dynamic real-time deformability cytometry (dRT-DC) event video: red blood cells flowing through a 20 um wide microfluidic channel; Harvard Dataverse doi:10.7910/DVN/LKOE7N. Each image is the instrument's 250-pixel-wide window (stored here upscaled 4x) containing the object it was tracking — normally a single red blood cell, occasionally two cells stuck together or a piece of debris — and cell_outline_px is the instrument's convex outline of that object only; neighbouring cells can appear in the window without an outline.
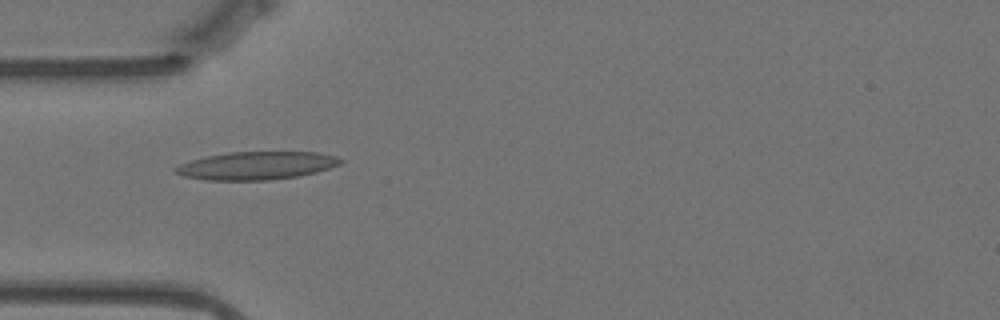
{"species": "Egyptian fruit bat (a non-hibernating species)", "species_latin": "Rousettus aegyptiacus", "temperature_condition": "warm", "stored_images_in_passage": 37, "camera_frame_rate_fps": 3000, "um_per_image_px": 0.085, "animal": {"sex": "female"}, "frame": {"image": 1, "passage_image": 1, "time_ms": 0.0, "image_size_px": [1000, 320], "cell_outline_px": [[344, 160], [340, 164], [316, 172], [300, 176], [268, 180], [204, 180], [184, 176], [176, 172], [172, 168], [180, 164], [204, 156], [228, 152], [316, 152], [340, 156]], "centroid_in_image_um": [21.82, 14.07], "position_along_channel_um": 63.2, "area_um2": 27.05}}
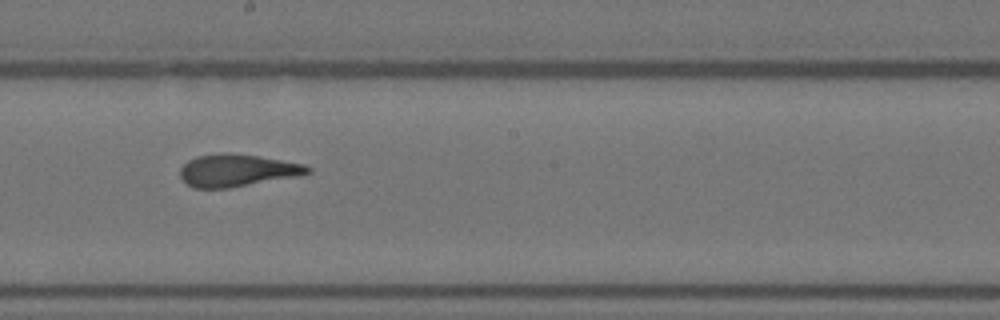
{"frame": {"image": 2, "passage_image": 15, "time_ms": 4.667, "image_size_px": [1000, 320], "cell_outline_px": [[312, 172], [296, 176], [228, 188], [196, 188], [188, 184], [180, 176], [180, 168], [188, 160], [196, 156], [220, 152], [232, 152], [304, 164], [312, 168]], "centroid_in_image_um": [20.13, 14.47], "position_along_channel_um": 228.1, "area_um2": 23.87}}
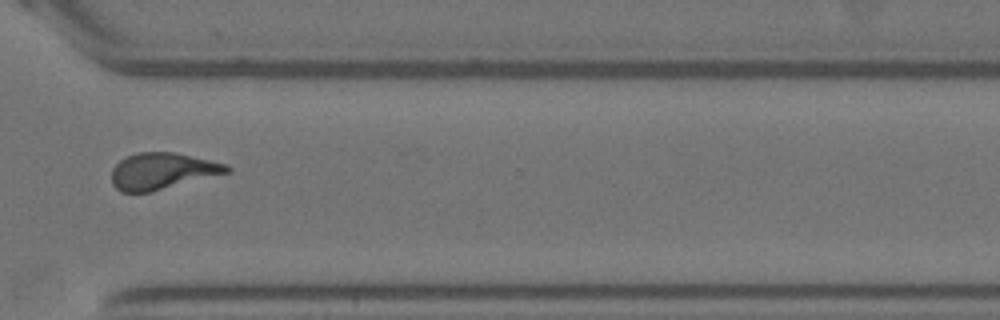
{"frame": {"image": 3, "passage_image": 26, "time_ms": 8.333, "image_size_px": [1000, 320], "cell_outline_px": [[232, 168], [228, 172], [152, 192], [120, 192], [112, 184], [112, 168], [120, 160], [128, 156], [140, 152], [176, 152], [228, 164]], "centroid_in_image_um": [13.79, 14.54], "position_along_channel_um": 356.8, "area_um2": 24.45}, "authors_computed_cell_mechanics": {"area_um2": 23.9292, "velocity_mm_per_s": 3.529, "shape_relaxation_time_tau1_ms": null, "shape_relaxation_time_tau2_ms": 2.0173, "deformation_change_tau1": null, "deformation_change_tau2": 0.1161}}